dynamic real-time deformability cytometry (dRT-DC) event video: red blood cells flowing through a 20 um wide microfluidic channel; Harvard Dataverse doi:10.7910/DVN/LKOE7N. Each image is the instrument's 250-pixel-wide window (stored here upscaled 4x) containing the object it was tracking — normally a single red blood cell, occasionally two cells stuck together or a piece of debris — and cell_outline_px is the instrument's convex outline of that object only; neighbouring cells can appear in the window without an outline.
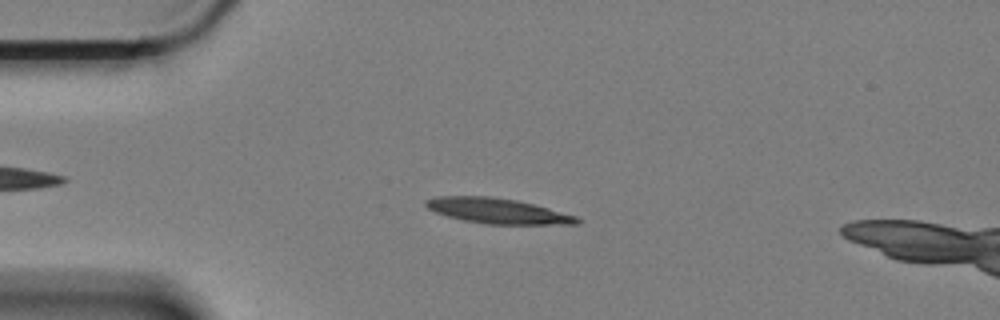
{"species": "Egyptian fruit bat (a non-hibernating species)", "species_latin": "Rousettus aegyptiacus", "temperature_condition": "cold", "stored_images_in_passage": 23, "camera_frame_rate_fps": 3000, "um_per_image_px": 0.085, "animal": {"sex": "female"}, "frame": {"image": 1, "passage_image": 4, "time_ms": 1.0, "image_size_px": [1000, 320], "cell_outline_px": [[580, 224], [484, 224], [464, 220], [448, 216], [436, 212], [428, 208], [424, 204], [424, 200], [436, 196], [488, 196], [516, 200], [548, 208], [576, 216], [580, 220]], "centroid_in_image_um": [42.26, 17.92], "position_along_channel_um": 42.7, "area_um2": 22.08}}
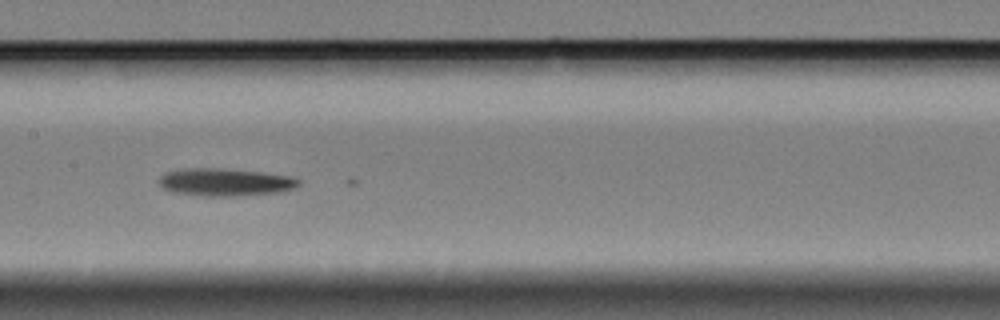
{"frame": {"image": 2, "passage_image": 19, "time_ms": 6.0, "image_size_px": [1000, 320], "cell_outline_px": [[300, 184], [296, 188], [280, 192], [236, 196], [208, 196], [172, 192], [164, 188], [160, 184], [160, 176], [164, 172], [184, 168], [220, 168], [264, 172], [292, 176], [300, 180]], "centroid_in_image_um": [19.18, 15.47], "position_along_channel_um": 188.2, "area_um2": 22.66}}
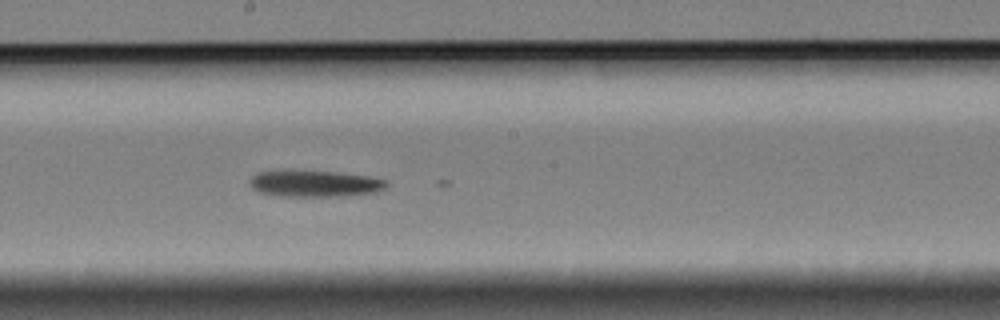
{"frame": {"image": 3, "passage_image": 22, "time_ms": 7.0, "image_size_px": [1000, 320], "cell_outline_px": [[388, 184], [380, 192], [344, 196], [280, 196], [260, 192], [252, 188], [248, 180], [252, 176], [260, 172], [284, 168], [292, 168], [340, 172], [372, 176], [388, 180]], "centroid_in_image_um": [26.76, 15.56], "position_along_channel_um": 221.4, "area_um2": 22.14}}